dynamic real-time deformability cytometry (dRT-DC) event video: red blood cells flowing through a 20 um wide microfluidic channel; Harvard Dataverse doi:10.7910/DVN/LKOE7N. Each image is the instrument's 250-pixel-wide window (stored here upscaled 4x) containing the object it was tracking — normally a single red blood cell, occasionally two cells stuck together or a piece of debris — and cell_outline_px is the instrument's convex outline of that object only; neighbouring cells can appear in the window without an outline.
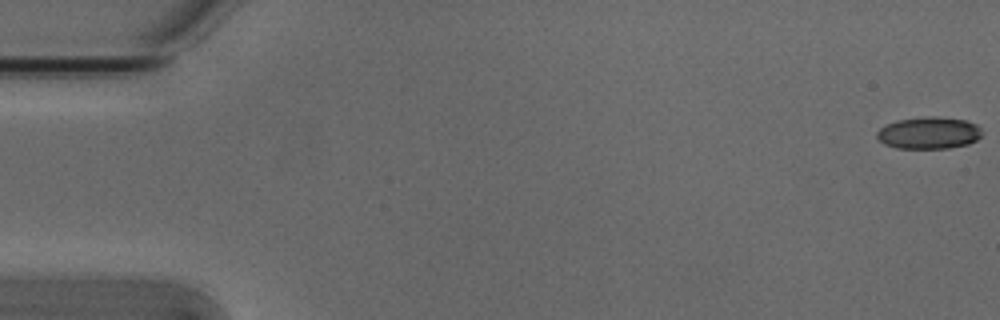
{"species": "Egyptian fruit bat (a non-hibernating species)", "species_latin": "Rousettus aegyptiacus", "temperature_condition": "cold", "stored_images_in_passage": 6, "camera_frame_rate_fps": 3000, "um_per_image_px": 0.085, "animal": {"sex": "male"}, "frame": {"image": 1, "passage_image": 1, "time_ms": 0.0, "image_size_px": [1000, 320], "cell_outline_px": [[980, 136], [976, 140], [968, 144], [948, 148], [896, 148], [884, 144], [876, 136], [876, 132], [880, 128], [896, 120], [924, 116], [936, 116], [968, 120], [976, 124], [980, 128]], "centroid_in_image_um": [78.94, 11.28], "position_along_channel_um": 6.1, "area_um2": 19.65}}